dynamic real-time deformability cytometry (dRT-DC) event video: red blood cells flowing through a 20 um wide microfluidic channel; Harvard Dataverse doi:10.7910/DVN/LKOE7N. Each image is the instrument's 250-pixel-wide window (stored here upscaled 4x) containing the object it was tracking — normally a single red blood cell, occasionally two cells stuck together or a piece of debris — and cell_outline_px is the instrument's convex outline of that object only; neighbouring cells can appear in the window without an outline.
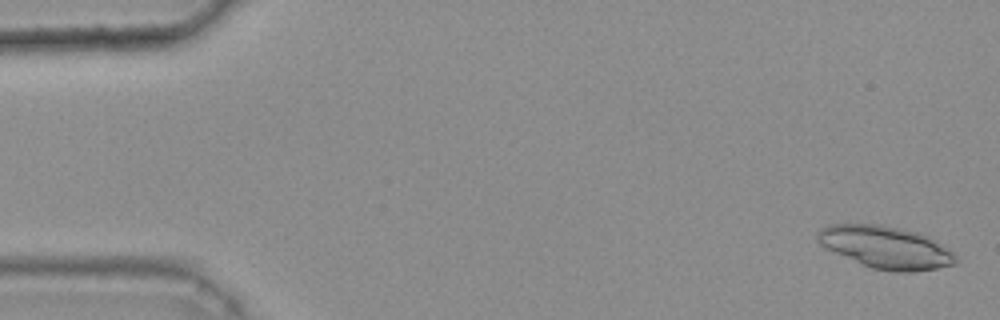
{"species": "common noctule bat (a hibernating species)", "species_latin": "Nyctalus noctula", "temperature_condition": "warm", "stored_images_in_passage": 45, "camera_frame_rate_fps": 3000, "um_per_image_px": 0.085, "animal": {"sex": "female", "body_mass_g": 25.1}, "frame": {"image": 1, "passage_image": 2, "time_ms": 0.333, "image_size_px": [1000, 320], "cell_outline_px": [[960, 260], [956, 264], [936, 268], [912, 272], [892, 272], [872, 268], [836, 252], [820, 244], [816, 240], [816, 232], [820, 228], [828, 224], [880, 224], [916, 232], [928, 236], [952, 252]], "centroid_in_image_um": [75.29, 21.01], "position_along_channel_um": 9.7, "area_um2": 33.87}}
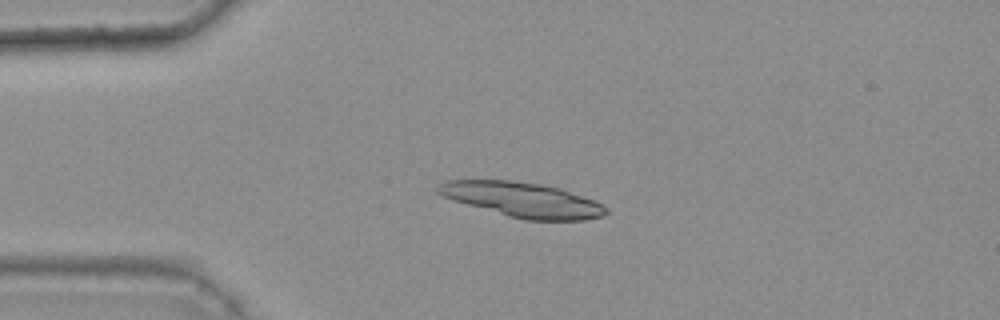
{"frame": {"image": 2, "passage_image": 13, "time_ms": 4.0, "image_size_px": [1000, 320], "cell_outline_px": [[608, 212], [604, 216], [584, 220], [524, 220], [508, 216], [452, 200], [436, 192], [436, 184], [444, 180], [512, 180], [540, 184], [560, 188], [592, 200], [608, 208]], "centroid_in_image_um": [44.37, 16.97], "position_along_channel_um": 40.6, "area_um2": 33.99}}
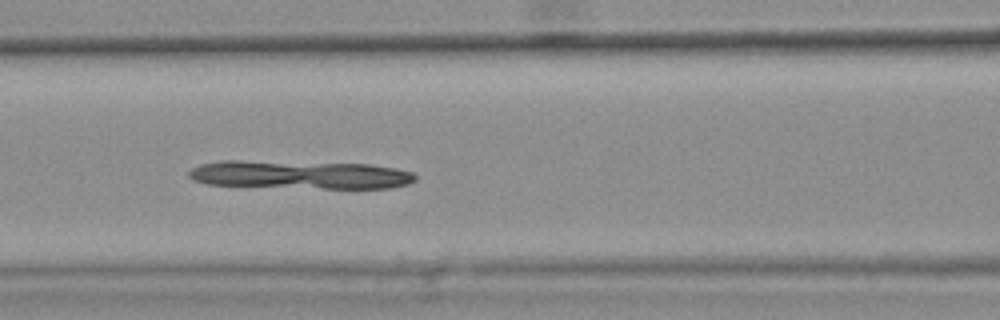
{"frame": {"image": 3, "passage_image": 23, "time_ms": 7.333, "image_size_px": [1000, 320], "cell_outline_px": [[416, 180], [408, 184], [388, 188], [324, 188], [208, 184], [192, 180], [188, 176], [188, 172], [192, 168], [200, 164], [220, 160], [240, 160], [368, 164], [396, 168], [412, 172], [416, 176]], "centroid_in_image_um": [25.49, 14.84], "position_along_channel_um": 141.1, "area_um2": 37.28}}